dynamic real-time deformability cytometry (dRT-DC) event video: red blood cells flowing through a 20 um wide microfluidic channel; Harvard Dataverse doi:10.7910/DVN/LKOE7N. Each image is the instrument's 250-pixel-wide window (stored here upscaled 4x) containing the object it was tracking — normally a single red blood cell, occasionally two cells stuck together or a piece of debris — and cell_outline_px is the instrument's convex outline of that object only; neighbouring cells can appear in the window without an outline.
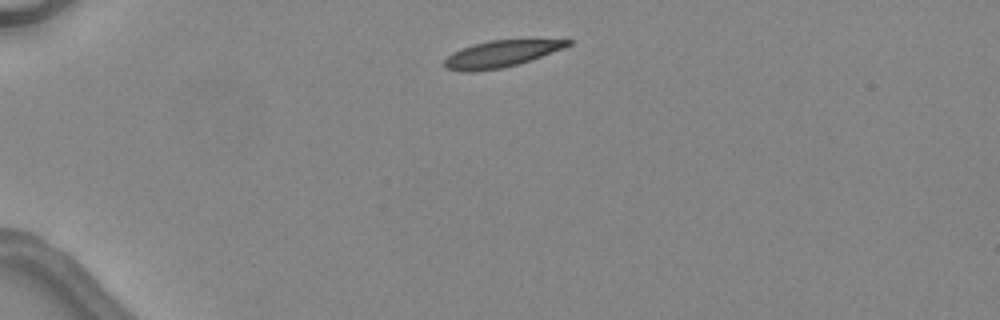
{"species": "common noctule bat (a hibernating species)", "species_latin": "Nyctalus noctula", "temperature_condition": "warm", "stored_images_in_passage": 3, "camera_frame_rate_fps": 3000, "um_per_image_px": 0.085, "animal": {"sex": "female", "body_mass_g": 24.6, "forearm_length_mm": 56.2}, "frame": {"image": 1, "passage_image": 1, "time_ms": 0.0, "image_size_px": [1000, 320], "cell_outline_px": [[572, 44], [564, 48], [532, 60], [500, 68], [476, 72], [460, 72], [444, 68], [444, 60], [452, 52], [460, 48], [472, 44], [488, 40], [572, 40]], "centroid_in_image_um": [42.52, 4.59], "position_along_channel_um": 42.5, "area_um2": 19.25}}